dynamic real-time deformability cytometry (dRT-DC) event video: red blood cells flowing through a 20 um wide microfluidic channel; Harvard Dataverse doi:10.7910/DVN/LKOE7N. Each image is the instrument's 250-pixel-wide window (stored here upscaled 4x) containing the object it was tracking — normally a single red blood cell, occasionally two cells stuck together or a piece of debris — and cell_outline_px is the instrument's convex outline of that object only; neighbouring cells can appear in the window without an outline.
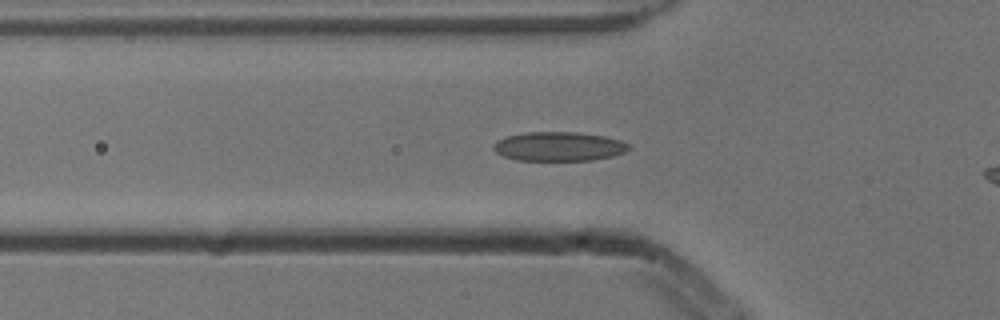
{"species": "common noctule bat (a hibernating species)", "species_latin": "Nyctalus noctula", "temperature_condition": "cold", "stored_images_in_passage": 39, "camera_frame_rate_fps": 3000, "um_per_image_px": 0.085, "animal": {"sex": "male", "body_mass_g": 13.3}, "frame": {"image": 1, "passage_image": 13, "time_ms": 4.0, "image_size_px": [1000, 320], "cell_outline_px": [[628, 148], [624, 152], [612, 156], [592, 160], [516, 160], [504, 156], [496, 152], [492, 148], [492, 144], [496, 140], [508, 136], [524, 132], [576, 132], [604, 136], [620, 140], [628, 144]], "centroid_in_image_um": [47.45, 12.44], "position_along_channel_um": 78.4, "area_um2": 22.89}}
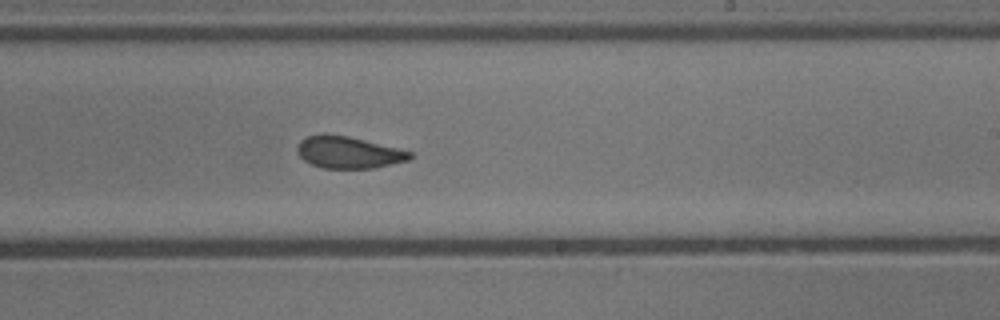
{"frame": {"image": 2, "passage_image": 27, "time_ms": 8.667, "image_size_px": [1000, 320], "cell_outline_px": [[412, 156], [408, 160], [376, 168], [320, 168], [304, 160], [296, 152], [296, 148], [300, 140], [308, 136], [324, 132], [348, 136], [412, 152]], "centroid_in_image_um": [29.56, 12.94], "position_along_channel_um": 259.4, "area_um2": 20.98}}
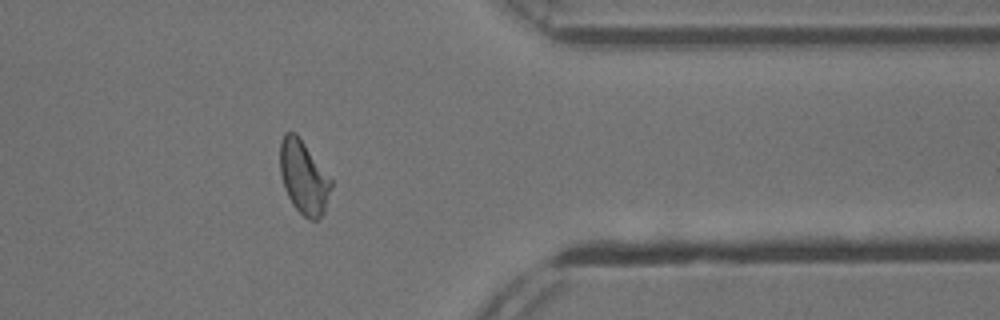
{"frame": {"image": 3, "passage_image": 38, "time_ms": 12.333, "image_size_px": [1000, 320], "cell_outline_px": [[332, 188], [324, 212], [316, 220], [312, 220], [304, 216], [292, 204], [284, 188], [280, 172], [280, 140], [284, 132], [296, 132], [332, 180]], "centroid_in_image_um": [25.8, 15.05], "position_along_channel_um": 385.6, "area_um2": 21.79}}